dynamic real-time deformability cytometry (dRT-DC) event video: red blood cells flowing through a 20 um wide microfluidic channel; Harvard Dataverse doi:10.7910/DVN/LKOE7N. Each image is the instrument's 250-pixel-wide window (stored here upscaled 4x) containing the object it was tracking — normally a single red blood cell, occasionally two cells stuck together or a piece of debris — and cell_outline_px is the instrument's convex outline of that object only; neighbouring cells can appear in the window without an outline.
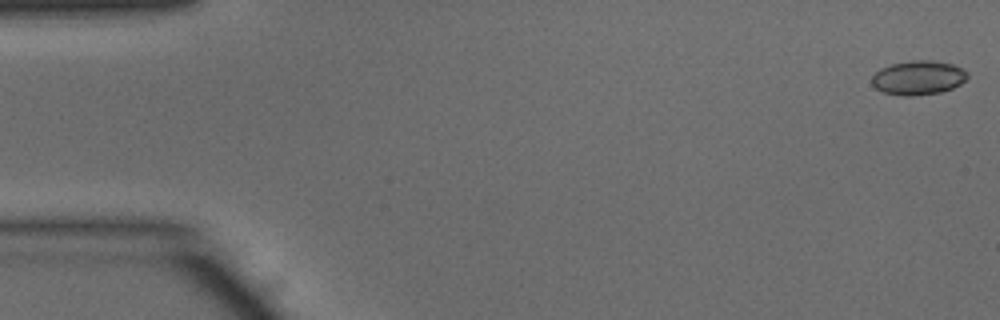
{"species": "common noctule bat (a hibernating species)", "species_latin": "Nyctalus noctula", "temperature_condition": "warm", "stored_images_in_passage": 13, "camera_frame_rate_fps": 3000, "um_per_image_px": 0.085, "animal": {"sex": "male", "body_mass_g": 15.6}, "frame": {"image": 1, "passage_image": 1, "time_ms": 0.0, "image_size_px": [1000, 320], "cell_outline_px": [[968, 76], [960, 84], [952, 88], [940, 92], [912, 96], [904, 96], [884, 92], [876, 88], [872, 84], [872, 76], [880, 68], [892, 64], [912, 60], [932, 60], [952, 64], [968, 72]], "centroid_in_image_um": [78.04, 6.6], "position_along_channel_um": 7.0, "area_um2": 18.9}}
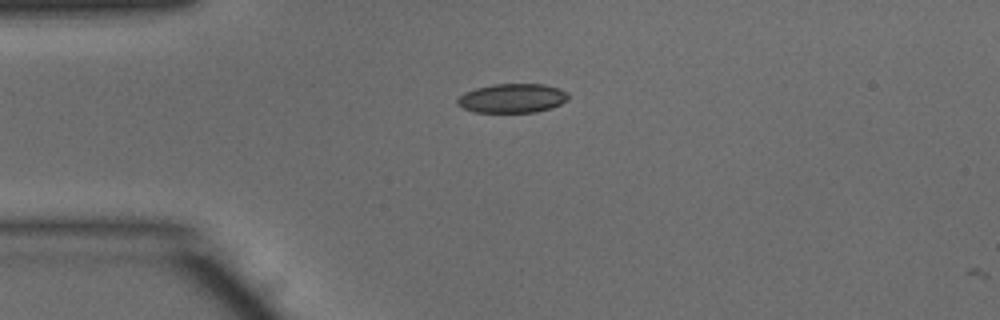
{"frame": {"image": 2, "passage_image": 12, "time_ms": 3.667, "image_size_px": [1000, 320], "cell_outline_px": [[568, 100], [560, 104], [536, 112], [472, 112], [456, 104], [456, 100], [464, 92], [476, 88], [492, 84], [544, 84], [568, 92]], "centroid_in_image_um": [43.51, 8.35], "position_along_channel_um": 41.5, "area_um2": 18.79}}